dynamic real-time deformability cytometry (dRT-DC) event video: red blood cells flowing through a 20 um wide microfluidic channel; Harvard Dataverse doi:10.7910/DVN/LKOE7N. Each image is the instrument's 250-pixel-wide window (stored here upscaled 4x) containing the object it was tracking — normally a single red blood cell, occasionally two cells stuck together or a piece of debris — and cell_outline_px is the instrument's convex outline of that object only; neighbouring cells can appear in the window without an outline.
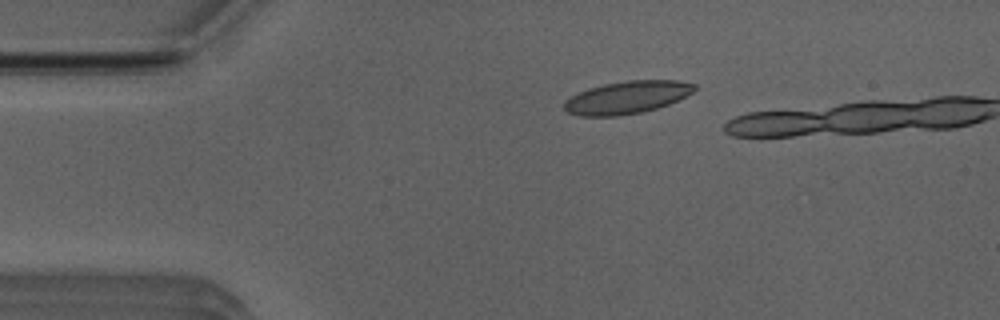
{"species": "Egyptian fruit bat (a non-hibernating species)", "species_latin": "Rousettus aegyptiacus", "temperature_condition": "room temperature", "stored_images_in_passage": 2, "camera_frame_rate_fps": 3000, "um_per_image_px": 0.085, "animal": {"sex": "male"}, "frame": {"image": 1, "passage_image": 1, "time_ms": 0.0, "image_size_px": [1000, 320], "cell_outline_px": [[696, 88], [692, 92], [668, 104], [656, 108], [640, 112], [616, 116], [580, 116], [568, 112], [564, 108], [564, 100], [588, 88], [604, 84], [628, 80], [676, 80], [696, 84]], "centroid_in_image_um": [53.27, 8.27], "position_along_channel_um": 31.7, "area_um2": 24.45}}